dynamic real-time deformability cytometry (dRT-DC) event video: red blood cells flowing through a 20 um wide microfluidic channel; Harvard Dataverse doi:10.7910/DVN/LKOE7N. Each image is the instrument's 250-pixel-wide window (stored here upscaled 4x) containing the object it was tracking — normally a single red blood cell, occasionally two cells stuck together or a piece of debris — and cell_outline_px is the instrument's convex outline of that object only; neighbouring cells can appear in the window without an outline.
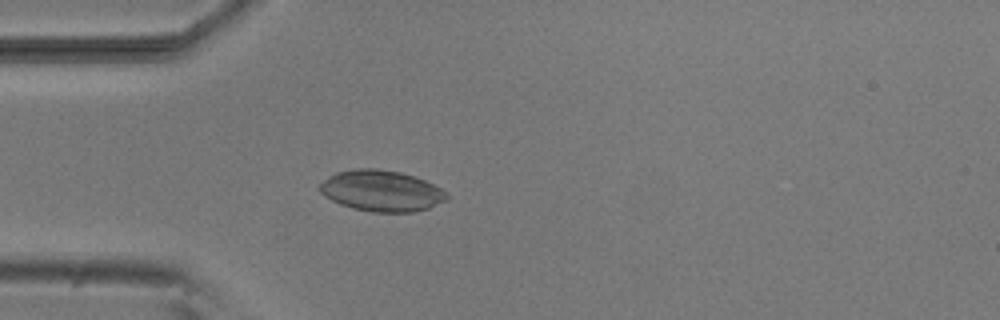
{"species": "common noctule bat (a hibernating species)", "species_latin": "Nyctalus noctula", "temperature_condition": "room temperature", "stored_images_in_passage": 10, "camera_frame_rate_fps": 3000, "um_per_image_px": 0.085, "animal": {"sex": "male", "body_mass_g": 20.5, "forearm_length_mm": 52.5}, "frame": {"image": 1, "passage_image": 2, "time_ms": 0.333, "image_size_px": [1000, 320], "cell_outline_px": [[448, 200], [428, 208], [412, 212], [372, 212], [352, 208], [340, 204], [324, 196], [316, 188], [328, 176], [336, 172], [356, 168], [376, 168], [400, 172], [424, 180], [440, 188], [448, 196]], "centroid_in_image_um": [32.38, 16.22], "position_along_channel_um": 52.6, "area_um2": 30.4}}
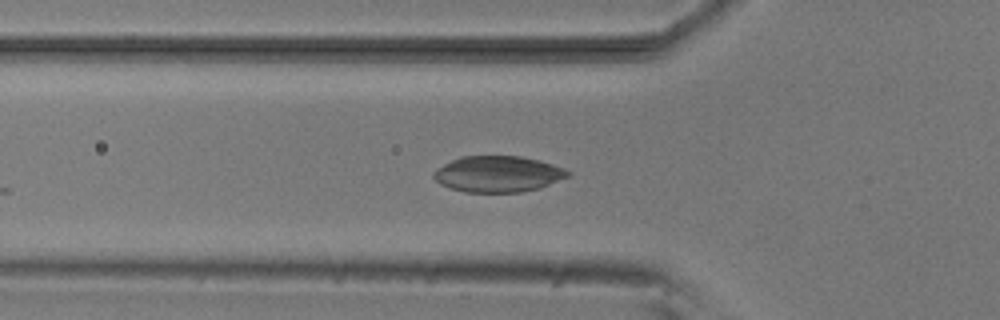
{"frame": {"image": 2, "passage_image": 5, "time_ms": 1.333, "image_size_px": [1000, 320], "cell_outline_px": [[572, 172], [568, 176], [540, 188], [520, 192], [464, 192], [440, 184], [432, 176], [432, 172], [444, 164], [460, 156], [520, 156], [540, 160], [564, 168]], "centroid_in_image_um": [42.32, 14.79], "position_along_channel_um": 83.5, "area_um2": 28.21}}
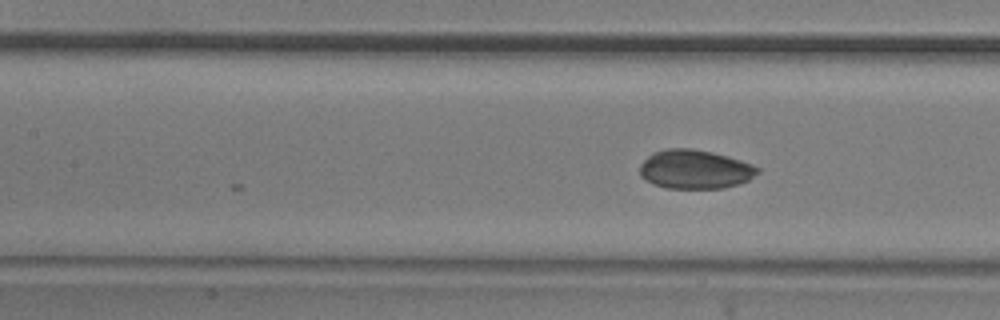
{"frame": {"image": 3, "passage_image": 10, "time_ms": 3.0, "image_size_px": [1000, 320], "cell_outline_px": [[760, 172], [748, 180], [740, 184], [724, 188], [668, 188], [652, 184], [640, 176], [640, 164], [652, 152], [668, 148], [692, 148], [712, 152], [728, 156], [752, 164], [760, 168]], "centroid_in_image_um": [59.07, 14.39], "position_along_channel_um": 148.3, "area_um2": 26.93}}